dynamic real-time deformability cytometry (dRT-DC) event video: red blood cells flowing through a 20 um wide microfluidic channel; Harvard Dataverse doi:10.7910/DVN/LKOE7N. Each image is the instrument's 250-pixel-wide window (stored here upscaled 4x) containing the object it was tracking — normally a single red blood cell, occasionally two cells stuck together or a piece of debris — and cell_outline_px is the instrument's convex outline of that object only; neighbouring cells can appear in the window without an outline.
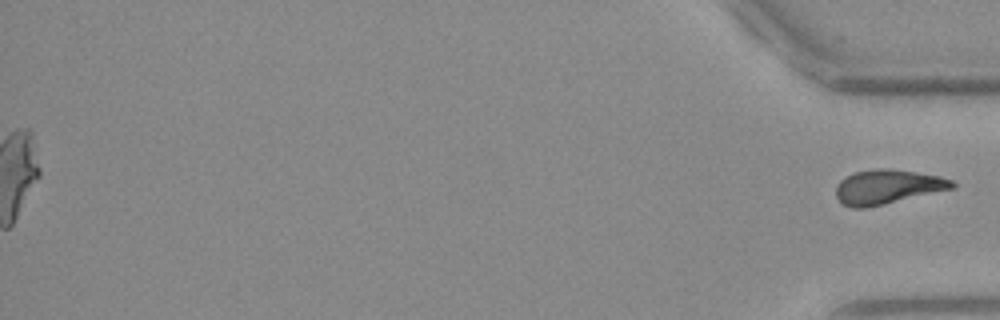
{"species": "Egyptian fruit bat (a non-hibernating species)", "species_latin": "Rousettus aegyptiacus", "temperature_condition": "warm", "stored_images_in_passage": 50, "segment_of_instrument_passage": [2, 2], "camera_frame_rate_fps": 3000, "um_per_image_px": 0.085, "frame": {"image": 1, "passage_image": 50, "time_ms": 16.333, "image_size_px": [1000, 320], "cell_outline_px": [[956, 188], [864, 208], [852, 208], [844, 204], [836, 196], [836, 184], [840, 180], [856, 172], [876, 168], [888, 168], [916, 172], [940, 176], [952, 180], [956, 184]], "centroid_in_image_um": [75.46, 15.87], "position_along_channel_um": 359.7, "area_um2": 23.12}}